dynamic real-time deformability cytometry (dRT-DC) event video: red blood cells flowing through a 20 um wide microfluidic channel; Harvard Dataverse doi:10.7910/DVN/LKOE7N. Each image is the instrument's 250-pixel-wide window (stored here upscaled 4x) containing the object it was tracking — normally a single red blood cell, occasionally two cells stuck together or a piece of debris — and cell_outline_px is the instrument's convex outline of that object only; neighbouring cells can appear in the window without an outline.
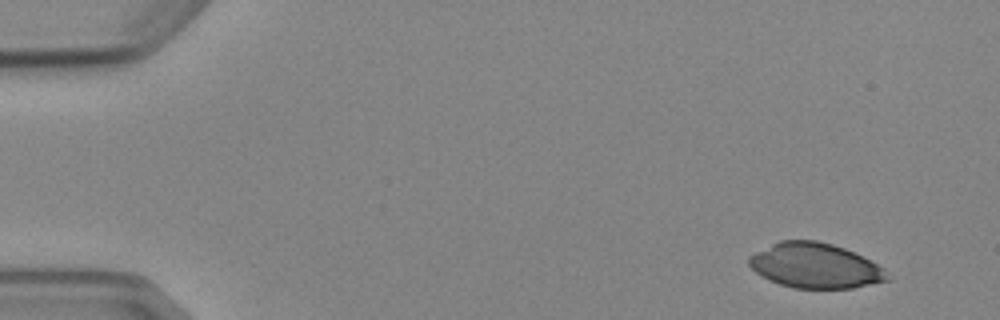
{"species": "Egyptian fruit bat (a non-hibernating species)", "species_latin": "Rousettus aegyptiacus", "temperature_condition": "cold", "stored_images_in_passage": 6, "camera_frame_rate_fps": 3000, "um_per_image_px": 0.085, "animal": {"sex": "female"}, "frame": {"image": 1, "passage_image": 1, "time_ms": 0.0, "image_size_px": [1000, 320], "cell_outline_px": [[892, 280], [852, 288], [796, 288], [780, 284], [768, 280], [756, 272], [748, 264], [748, 256], [780, 240], [816, 240], [832, 244], [844, 248], [884, 268]], "centroid_in_image_um": [69.29, 22.59], "position_along_channel_um": 15.7, "area_um2": 36.07}}